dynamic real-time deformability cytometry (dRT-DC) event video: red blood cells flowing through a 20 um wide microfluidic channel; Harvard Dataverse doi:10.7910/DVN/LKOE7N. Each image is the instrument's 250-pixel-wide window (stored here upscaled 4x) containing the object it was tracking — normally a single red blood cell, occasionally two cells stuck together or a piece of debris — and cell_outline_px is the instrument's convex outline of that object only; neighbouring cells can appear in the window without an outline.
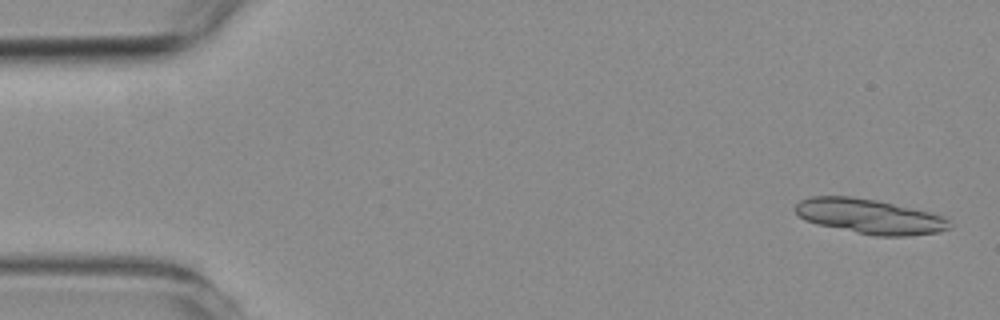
{"species": "common noctule bat (a hibernating species)", "species_latin": "Nyctalus noctula", "temperature_condition": "room temperature", "stored_images_in_passage": 15, "camera_frame_rate_fps": 3000, "um_per_image_px": 0.085, "animal": {"sex": "female", "body_mass_g": 19.3, "forearm_length_mm": 54.1}, "frame": {"image": 1, "passage_image": 2, "time_ms": 0.333, "image_size_px": [1000, 320], "cell_outline_px": [[952, 228], [936, 232], [908, 236], [876, 236], [816, 224], [804, 220], [792, 208], [800, 200], [812, 196], [852, 196], [876, 200], [928, 212], [944, 216], [948, 220]], "centroid_in_image_um": [73.88, 18.39], "position_along_channel_um": 11.1, "area_um2": 31.15}}